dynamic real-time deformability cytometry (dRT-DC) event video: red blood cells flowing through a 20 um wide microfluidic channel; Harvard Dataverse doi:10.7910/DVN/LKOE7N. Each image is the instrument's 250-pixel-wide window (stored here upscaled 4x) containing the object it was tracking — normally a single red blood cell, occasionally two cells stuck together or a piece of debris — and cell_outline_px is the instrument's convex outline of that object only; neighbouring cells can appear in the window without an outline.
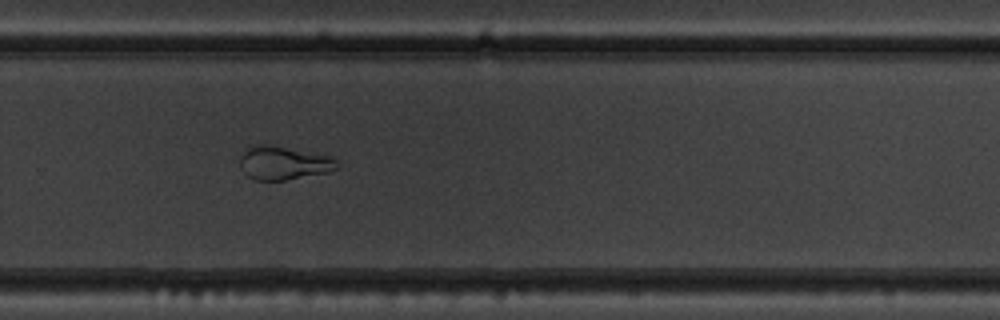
{"species": "common noctule bat (a hibernating species)", "species_latin": "Nyctalus noctula", "temperature_condition": "warm", "stored_images_in_passage": 39, "camera_frame_rate_fps": 3000, "um_per_image_px": 0.085, "animal": {"sex": "male", "body_mass_g": 19.5, "forearm_length_mm": 54.6}, "frame": {"image": 1, "passage_image": 22, "time_ms": 7.0, "image_size_px": [1000, 320], "cell_outline_px": [[340, 164], [336, 168], [328, 172], [284, 180], [256, 180], [248, 176], [240, 168], [240, 156], [244, 148], [256, 144], [264, 144], [332, 156]], "centroid_in_image_um": [24.07, 13.85], "position_along_channel_um": 305.7, "area_um2": 18.9}}
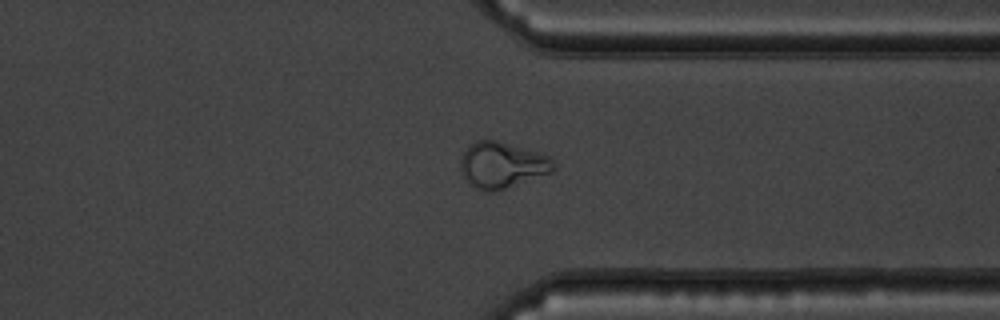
{"frame": {"image": 2, "passage_image": 27, "time_ms": 8.667, "image_size_px": [1000, 320], "cell_outline_px": [[556, 168], [552, 172], [496, 192], [484, 192], [476, 188], [464, 176], [460, 168], [460, 160], [468, 144], [476, 140], [496, 140], [536, 152], [548, 156], [552, 160]], "centroid_in_image_um": [42.66, 14.04], "position_along_channel_um": 368.7, "area_um2": 24.85}}
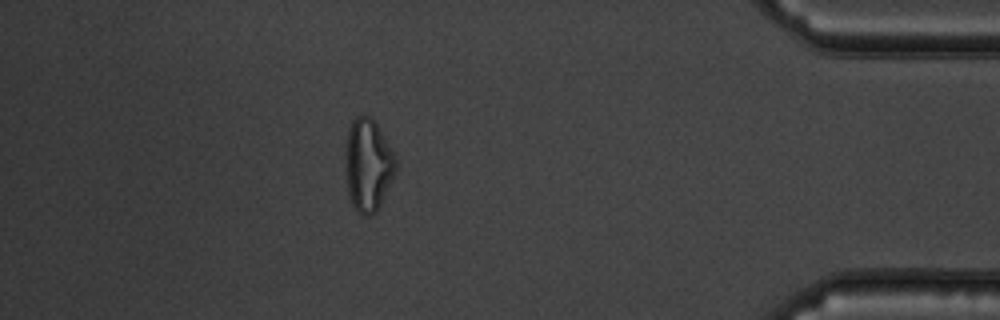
{"frame": {"image": 3, "passage_image": 33, "time_ms": 10.667, "image_size_px": [1000, 320], "cell_outline_px": [[396, 172], [376, 212], [372, 216], [364, 216], [352, 204], [348, 196], [344, 156], [344, 152], [348, 128], [352, 120], [356, 116], [372, 116], [396, 156]], "centroid_in_image_um": [31.26, 14.0], "position_along_channel_um": 403.9, "area_um2": 27.46}, "authors_computed_cell_mechanics": {"area_um2": 22.1374, "velocity_mm_per_s": 3.7701, "shape_relaxation_time_tau1_ms": null, "shape_relaxation_time_tau2_ms": 0.7821, "deformation_change_tau1": null, "deformation_change_tau2": 0.0857}}